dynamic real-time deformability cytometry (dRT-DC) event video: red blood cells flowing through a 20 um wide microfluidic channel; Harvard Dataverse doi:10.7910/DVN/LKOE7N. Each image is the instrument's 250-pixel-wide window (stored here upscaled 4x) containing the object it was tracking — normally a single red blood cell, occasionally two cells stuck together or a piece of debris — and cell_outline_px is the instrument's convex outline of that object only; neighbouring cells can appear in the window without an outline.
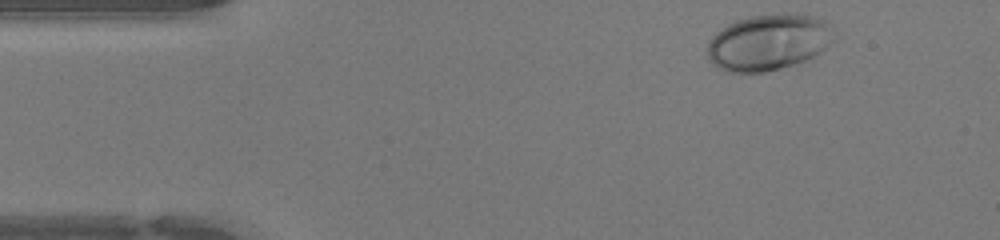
{"species": "human", "species_latin": "Homo sapiens", "temperature_condition": "warm", "stored_images_in_passage": 42, "camera_frame_rate_fps": 3000, "um_per_image_px": 0.085, "donor": {"sex": "female"}, "frame": {"image": 1, "passage_image": 1, "time_ms": 0.0, "image_size_px": [1000, 240], "cell_outline_px": [[836, 40], [832, 44], [820, 52], [804, 60], [780, 68], [764, 72], [728, 72], [720, 68], [708, 56], [708, 40], [716, 32], [728, 24], [736, 20], [748, 16], [788, 12], [796, 12], [816, 16], [824, 20], [832, 28]], "centroid_in_image_um": [65.37, 3.55], "position_along_channel_um": 19.6, "area_um2": 41.67}}
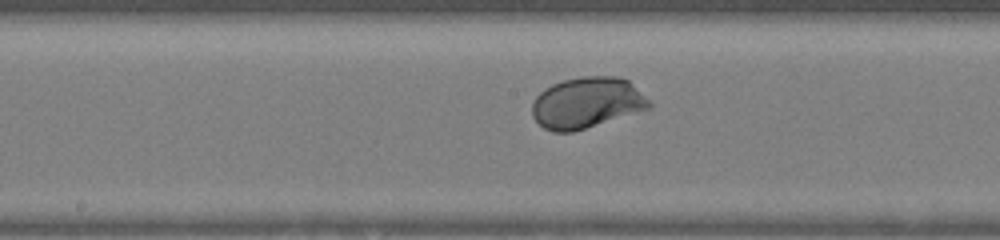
{"frame": {"image": 2, "passage_image": 19, "time_ms": 6.0, "image_size_px": [1000, 240], "cell_outline_px": [[652, 108], [572, 132], [552, 132], [544, 128], [532, 116], [532, 104], [536, 96], [544, 88], [552, 84], [564, 80], [580, 76], [616, 76], [628, 80], [652, 104]], "centroid_in_image_um": [49.86, 8.73], "position_along_channel_um": 198.3, "area_um2": 34.74}}
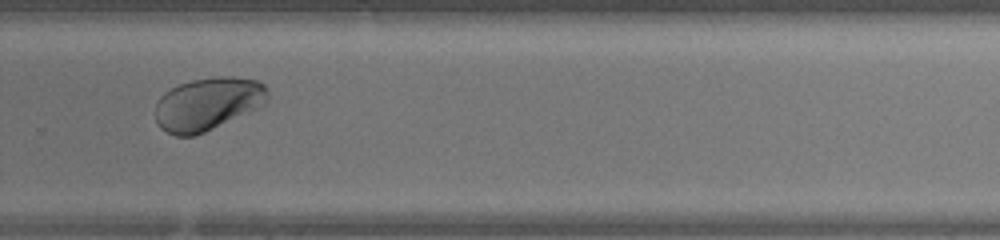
{"frame": {"image": 3, "passage_image": 27, "time_ms": 8.667, "image_size_px": [1000, 240], "cell_outline_px": [[268, 100], [264, 104], [204, 132], [192, 136], [176, 136], [160, 128], [156, 120], [156, 100], [164, 92], [180, 84], [192, 80], [216, 76], [232, 76], [256, 80], [264, 84], [268, 88]], "centroid_in_image_um": [17.64, 8.81], "position_along_channel_um": 312.2, "area_um2": 34.39}, "authors_computed_cell_mechanics": {"area_um2": 35.5759, "velocity_mm_per_s": 4.2917, "shape_relaxation_time_tau1_ms": 1.7526, "shape_relaxation_time_tau2_ms": null, "deformation_change_tau1": 0.1373, "deformation_change_tau2": null}}